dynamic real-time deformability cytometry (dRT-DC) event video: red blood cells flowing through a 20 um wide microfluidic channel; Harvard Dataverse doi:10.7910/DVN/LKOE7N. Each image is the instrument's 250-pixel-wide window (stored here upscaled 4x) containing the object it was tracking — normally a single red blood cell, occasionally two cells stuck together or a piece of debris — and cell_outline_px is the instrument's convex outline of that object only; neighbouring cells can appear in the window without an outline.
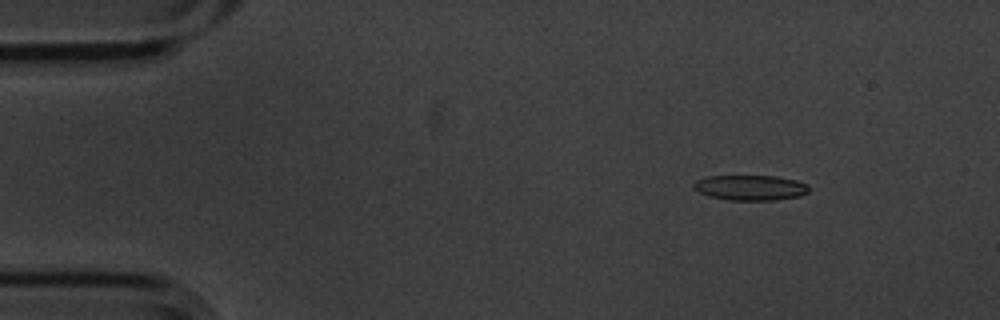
{"species": "common noctule bat (a hibernating species)", "species_latin": "Nyctalus noctula", "temperature_condition": "cold", "stored_images_in_passage": 9, "camera_frame_rate_fps": 3000, "um_per_image_px": 0.085, "animal": {"sex": "male", "body_mass_g": 20.1, "forearm_length_mm": 53.5}, "frame": {"image": 1, "passage_image": 1, "time_ms": 0.0, "image_size_px": [1000, 320], "cell_outline_px": [[808, 192], [800, 196], [776, 200], [728, 200], [708, 196], [692, 188], [692, 184], [696, 180], [708, 176], [776, 176], [796, 180], [808, 184]], "centroid_in_image_um": [63.77, 15.95], "position_along_channel_um": 21.2, "area_um2": 17.05}}
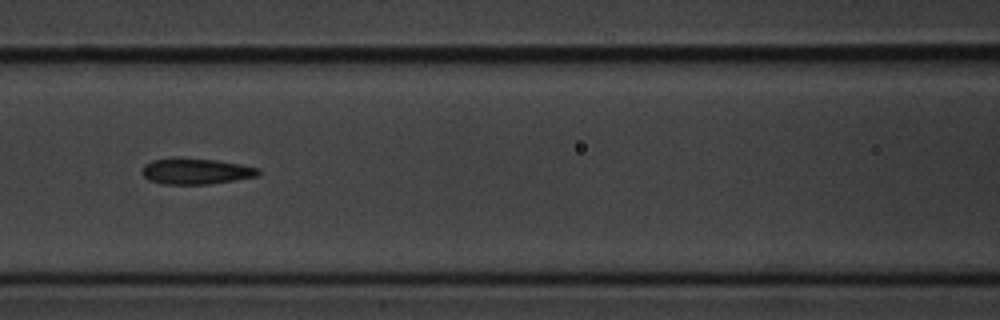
{"frame": {"image": 2, "passage_image": 6, "time_ms": 1.667, "image_size_px": [1000, 320], "cell_outline_px": [[260, 176], [208, 184], [160, 184], [148, 180], [140, 172], [144, 164], [152, 160], [172, 156], [216, 160], [240, 164], [260, 168]], "centroid_in_image_um": [16.6, 14.54], "position_along_channel_um": 150.0, "area_um2": 18.03}}
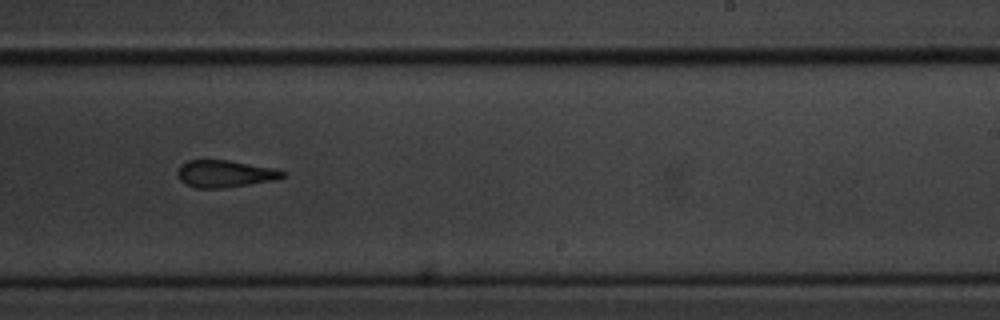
{"frame": {"image": 3, "passage_image": 9, "time_ms": 2.667, "image_size_px": [1000, 320], "cell_outline_px": [[288, 172], [284, 176], [276, 180], [220, 188], [196, 188], [184, 184], [176, 176], [176, 172], [180, 164], [188, 160], [228, 160], [272, 168]], "centroid_in_image_um": [19.06, 14.77], "position_along_channel_um": 269.9, "area_um2": 16.65}}